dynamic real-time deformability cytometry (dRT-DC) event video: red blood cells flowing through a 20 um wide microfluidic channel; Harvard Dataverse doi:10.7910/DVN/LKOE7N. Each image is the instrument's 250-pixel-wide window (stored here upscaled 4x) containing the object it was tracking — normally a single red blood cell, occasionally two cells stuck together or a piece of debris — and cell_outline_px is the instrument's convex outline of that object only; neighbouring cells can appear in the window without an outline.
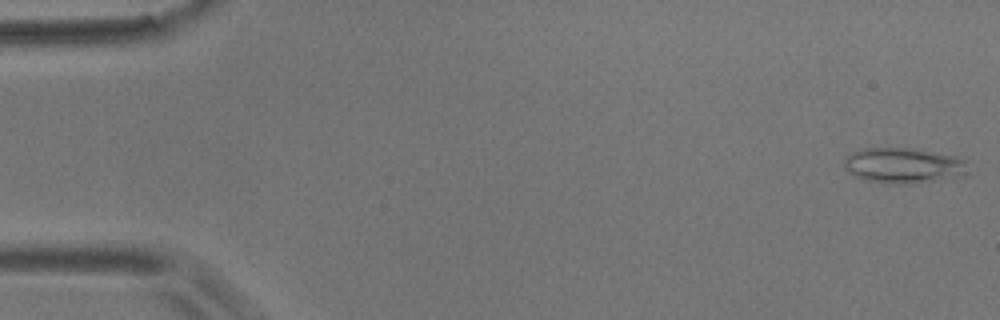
{"species": "common noctule bat (a hibernating species)", "species_latin": "Nyctalus noctula", "temperature_condition": "room temperature", "stored_images_in_passage": 5, "camera_frame_rate_fps": 3000, "um_per_image_px": 0.085, "animal": {"sex": "male", "body_mass_g": 17.9}, "frame": {"image": 1, "passage_image": 1, "time_ms": 0.0, "image_size_px": [1000, 320], "cell_outline_px": [[964, 160], [956, 176], [900, 184], [868, 180], [856, 176], [848, 172], [844, 168], [844, 160], [852, 152], [864, 148], [908, 148], [956, 156]], "centroid_in_image_um": [76.6, 14.03], "position_along_channel_um": 8.4, "area_um2": 24.1}}